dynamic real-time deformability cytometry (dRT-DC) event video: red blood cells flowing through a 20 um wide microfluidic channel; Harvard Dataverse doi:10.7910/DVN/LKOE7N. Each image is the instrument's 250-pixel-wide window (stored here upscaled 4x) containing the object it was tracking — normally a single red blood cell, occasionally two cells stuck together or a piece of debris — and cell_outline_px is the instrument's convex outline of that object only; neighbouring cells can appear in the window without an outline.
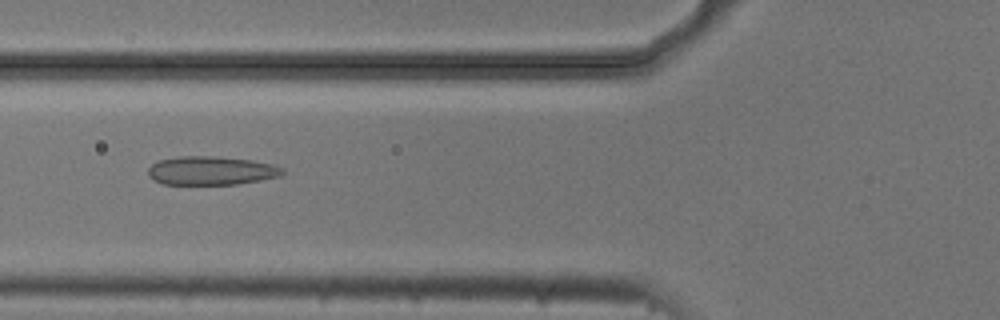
{"species": "common noctule bat (a hibernating species)", "species_latin": "Nyctalus noctula", "temperature_condition": "cold", "stored_images_in_passage": 10, "camera_frame_rate_fps": 3000, "um_per_image_px": 0.085, "animal": {"sex": "male", "body_mass_g": 20.5, "forearm_length_mm": 52.5}, "frame": {"image": 1, "passage_image": 5, "time_ms": 1.333, "image_size_px": [1000, 320], "cell_outline_px": [[284, 172], [280, 176], [260, 180], [236, 184], [164, 184], [152, 180], [148, 176], [148, 168], [156, 160], [180, 156], [212, 156], [252, 160], [272, 164], [284, 168]], "centroid_in_image_um": [17.92, 14.5], "position_along_channel_um": 107.9, "area_um2": 22.54}}
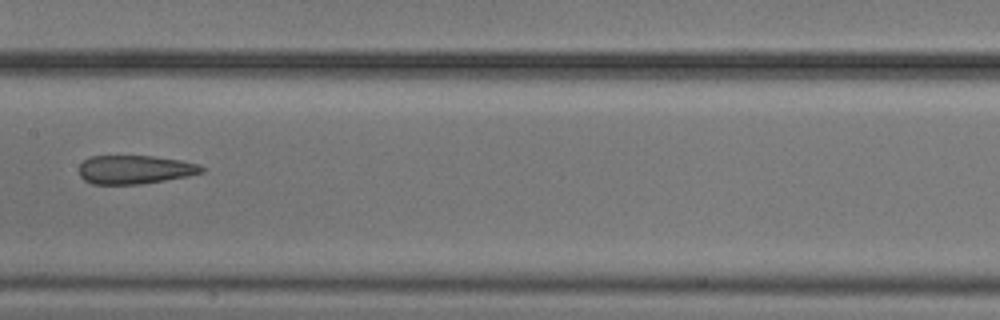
{"frame": {"image": 2, "passage_image": 7, "time_ms": 2.0, "image_size_px": [1000, 320], "cell_outline_px": [[204, 172], [188, 176], [140, 184], [92, 184], [84, 180], [80, 176], [80, 164], [84, 160], [92, 156], [152, 156], [180, 160], [200, 164], [204, 168]], "centroid_in_image_um": [11.48, 14.41], "position_along_channel_um": 195.9, "area_um2": 20.4}}
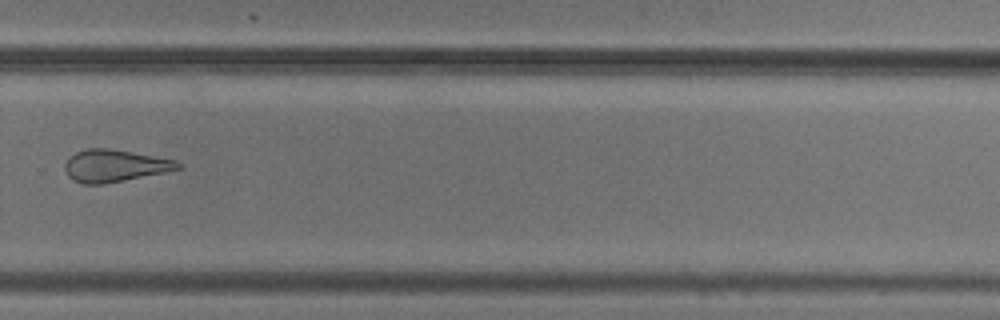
{"frame": {"image": 3, "passage_image": 10, "time_ms": 3.0, "image_size_px": [1000, 320], "cell_outline_px": [[184, 168], [164, 172], [100, 184], [84, 184], [72, 180], [68, 176], [64, 168], [64, 164], [68, 156], [84, 148], [108, 148], [132, 152], [176, 160], [184, 164]], "centroid_in_image_um": [9.72, 14.07], "position_along_channel_um": 320.1, "area_um2": 21.21}}